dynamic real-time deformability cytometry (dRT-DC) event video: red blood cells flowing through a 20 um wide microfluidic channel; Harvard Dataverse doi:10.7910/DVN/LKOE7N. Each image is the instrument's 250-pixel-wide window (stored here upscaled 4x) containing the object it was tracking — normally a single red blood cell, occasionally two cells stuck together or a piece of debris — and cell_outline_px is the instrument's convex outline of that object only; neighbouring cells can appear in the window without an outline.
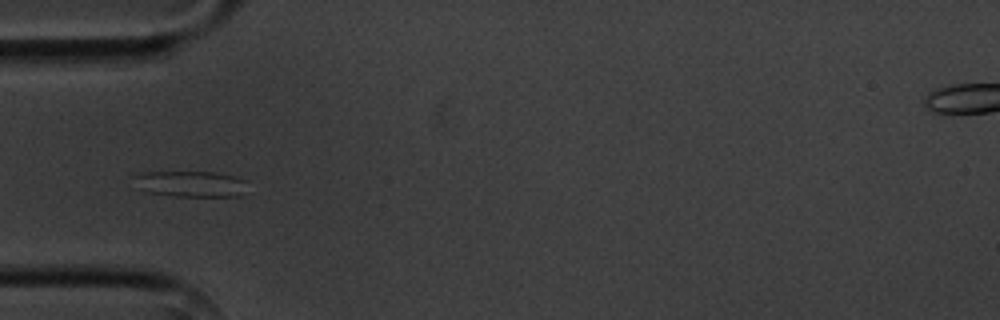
{"species": "common noctule bat (a hibernating species)", "species_latin": "Nyctalus noctula", "temperature_condition": "cold", "stored_images_in_passage": 7, "camera_frame_rate_fps": 3000, "um_per_image_px": 0.085, "animal": {"sex": "male", "body_mass_g": 20.1, "forearm_length_mm": 53.5}, "frame": {"image": 1, "passage_image": 3, "time_ms": 2.333, "image_size_px": [1000, 320], "cell_outline_px": [[248, 180], [240, 196], [172, 196], [144, 192], [132, 188], [132, 176], [144, 172], [212, 172], [232, 176]], "centroid_in_image_um": [16.06, 15.64], "position_along_channel_um": 68.9, "area_um2": 17.57}}
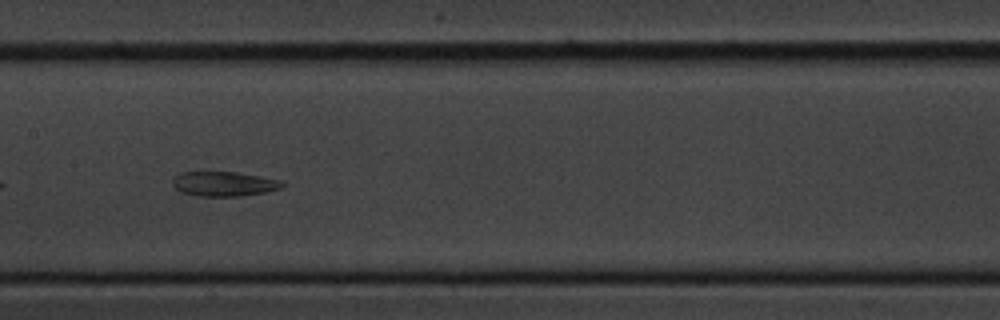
{"frame": {"image": 2, "passage_image": 6, "time_ms": 5.667, "image_size_px": [1000, 320], "cell_outline_px": [[284, 184], [280, 188], [264, 192], [240, 196], [196, 196], [180, 192], [172, 184], [172, 180], [180, 172], [236, 172], [260, 176], [280, 180]], "centroid_in_image_um": [18.99, 15.63], "position_along_channel_um": 188.4, "area_um2": 15.66}}
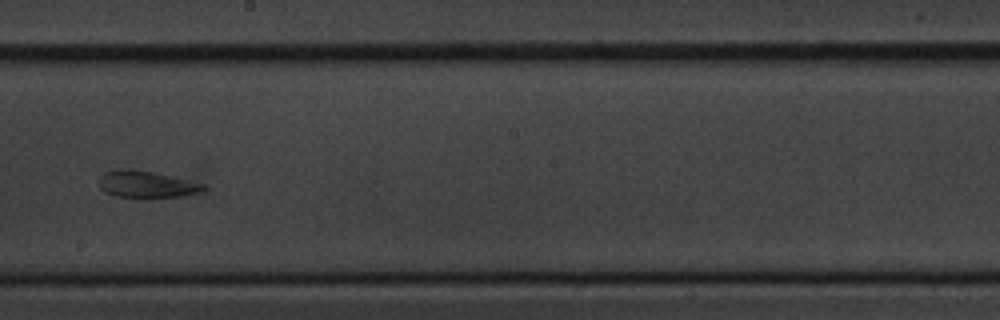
{"frame": {"image": 3, "passage_image": 7, "time_ms": 7.0, "image_size_px": [1000, 320], "cell_outline_px": [[204, 188], [196, 192], [180, 196], [152, 200], [140, 200], [116, 196], [104, 192], [100, 188], [100, 176], [104, 172], [120, 168], [128, 168], [152, 172], [204, 184]], "centroid_in_image_um": [12.36, 15.71], "position_along_channel_um": 235.8, "area_um2": 16.7}}